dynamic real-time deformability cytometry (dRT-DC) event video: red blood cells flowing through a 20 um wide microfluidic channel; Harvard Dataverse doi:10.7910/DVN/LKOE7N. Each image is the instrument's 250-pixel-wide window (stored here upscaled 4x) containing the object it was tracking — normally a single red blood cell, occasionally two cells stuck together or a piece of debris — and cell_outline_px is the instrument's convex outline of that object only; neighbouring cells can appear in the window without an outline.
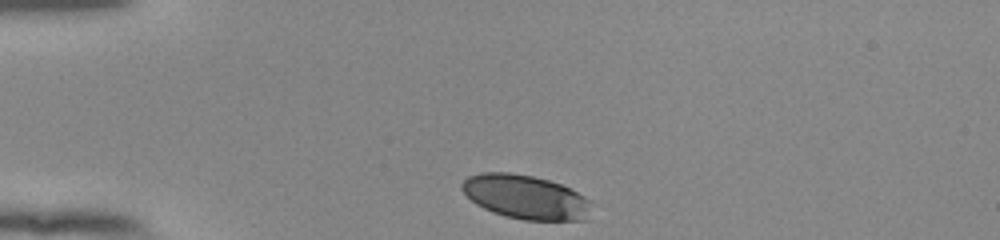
{"species": "human", "species_latin": "Homo sapiens", "temperature_condition": "room temperature", "stored_images_in_passage": 33, "camera_frame_rate_fps": 3000, "um_per_image_px": 0.085, "donor": {"sex": "female"}, "frame": {"image": 1, "passage_image": 1, "time_ms": 0.0, "image_size_px": [1000, 240], "cell_outline_px": [[592, 200], [588, 220], [524, 220], [492, 212], [476, 204], [460, 188], [460, 184], [468, 176], [480, 172], [508, 172], [532, 176], [548, 180], [560, 184]], "centroid_in_image_um": [44.68, 16.74], "position_along_channel_um": 40.3, "area_um2": 33.23}}
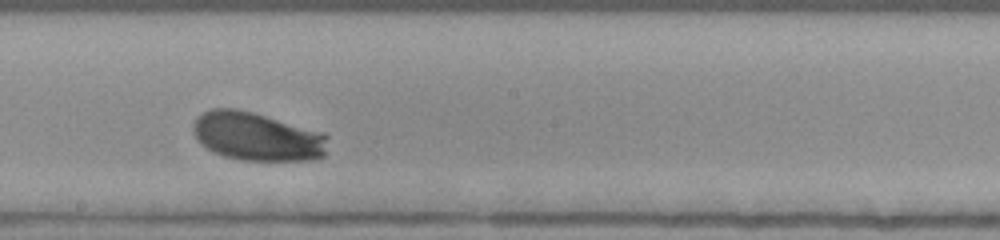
{"frame": {"image": 2, "passage_image": 19, "time_ms": 6.0, "image_size_px": [1000, 240], "cell_outline_px": [[328, 136], [324, 156], [316, 160], [240, 160], [224, 156], [208, 148], [196, 136], [192, 128], [192, 124], [196, 116], [212, 108], [236, 108], [252, 112], [324, 132]], "centroid_in_image_um": [21.87, 11.59], "position_along_channel_um": 226.3, "area_um2": 37.97}}
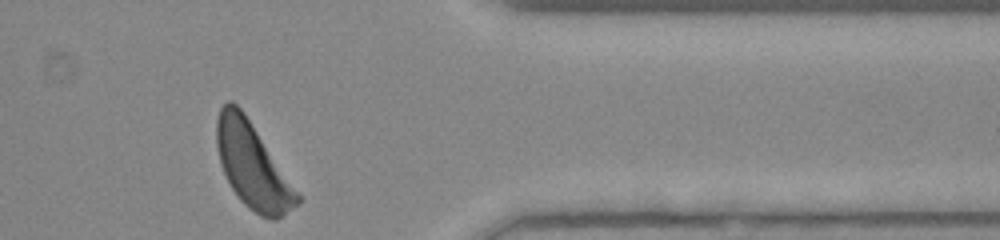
{"frame": {"image": 3, "passage_image": 33, "time_ms": 10.667, "image_size_px": [1000, 240], "cell_outline_px": [[300, 204], [284, 216], [276, 220], [272, 220], [260, 216], [248, 208], [240, 200], [232, 188], [220, 164], [216, 144], [216, 120], [220, 108], [228, 100], [232, 100], [244, 112], [300, 196]], "centroid_in_image_um": [21.45, 14.11], "position_along_channel_um": 390.0, "area_um2": 39.54}, "authors_computed_cell_mechanics": {"area_um2": 37.0498, "velocity_mm_per_s": 3.8099, "shape_relaxation_time_tau1_ms": 1.7488, "shape_relaxation_time_tau2_ms": null, "deformation_change_tau1": 0.1027, "deformation_change_tau2": null}}